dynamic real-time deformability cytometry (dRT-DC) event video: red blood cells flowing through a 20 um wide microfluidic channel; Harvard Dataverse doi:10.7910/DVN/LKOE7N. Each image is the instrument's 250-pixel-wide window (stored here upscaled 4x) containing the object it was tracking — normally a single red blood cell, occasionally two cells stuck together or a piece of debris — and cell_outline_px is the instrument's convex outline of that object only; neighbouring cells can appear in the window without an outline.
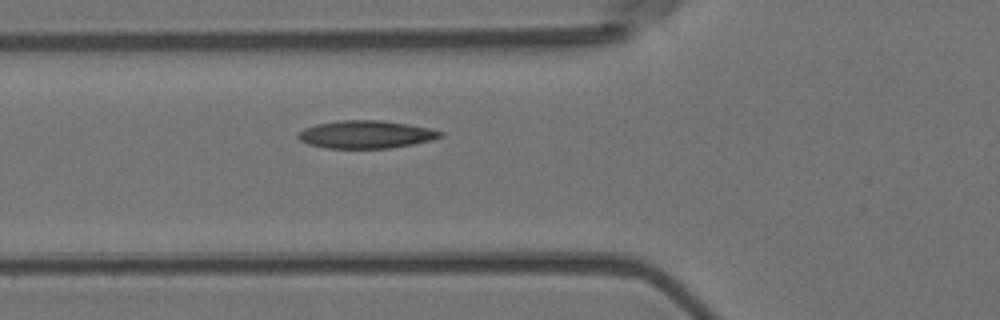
{"species": "Egyptian fruit bat (a non-hibernating species)", "species_latin": "Rousettus aegyptiacus", "temperature_condition": "room temperature", "stored_images_in_passage": 2, "camera_frame_rate_fps": 3000, "um_per_image_px": 0.085, "animal": {"sex": "female"}, "frame": {"image": 1, "passage_image": 2, "time_ms": 0.333, "image_size_px": [1000, 320], "cell_outline_px": [[444, 136], [432, 140], [412, 144], [388, 148], [324, 148], [308, 144], [300, 140], [296, 136], [296, 132], [304, 128], [316, 124], [340, 120], [380, 120], [408, 124], [428, 128], [444, 132]], "centroid_in_image_um": [31.07, 11.42], "position_along_channel_um": 94.7, "area_um2": 23.12}}